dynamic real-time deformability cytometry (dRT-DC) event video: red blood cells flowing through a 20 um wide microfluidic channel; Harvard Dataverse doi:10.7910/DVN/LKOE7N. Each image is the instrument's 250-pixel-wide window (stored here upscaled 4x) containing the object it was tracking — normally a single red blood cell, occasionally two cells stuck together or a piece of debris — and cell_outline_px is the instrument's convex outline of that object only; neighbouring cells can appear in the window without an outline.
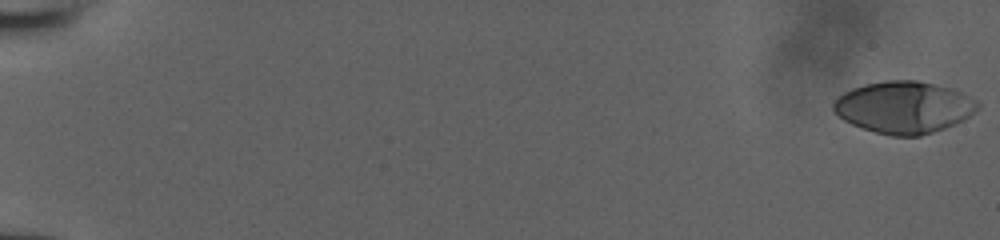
{"species": "human", "species_latin": "Homo sapiens", "temperature_condition": "room temperature", "stored_images_in_passage": 54, "camera_frame_rate_fps": 3000, "um_per_image_px": 0.085, "donor": {"sex": "male"}, "frame": {"image": 1, "passage_image": 1, "time_ms": 0.0, "image_size_px": [1000, 240], "cell_outline_px": [[980, 108], [964, 120], [944, 128], [920, 136], [892, 136], [876, 132], [852, 124], [844, 120], [832, 108], [832, 104], [844, 92], [852, 88], [864, 84], [884, 80], [916, 80], [952, 88], [976, 100], [980, 104]], "centroid_in_image_um": [76.85, 9.11], "position_along_channel_um": 8.1, "area_um2": 43.52}}
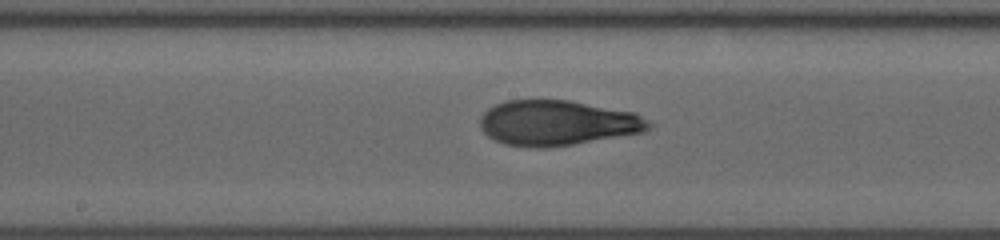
{"frame": {"image": 2, "passage_image": 31, "time_ms": 10.0, "image_size_px": [1000, 240], "cell_outline_px": [[652, 128], [644, 132], [548, 148], [536, 148], [504, 144], [488, 136], [480, 128], [480, 116], [488, 108], [504, 100], [568, 100], [636, 112], [648, 120], [652, 124]], "centroid_in_image_um": [47.38, 10.44], "position_along_channel_um": 200.8, "area_um2": 44.62}}
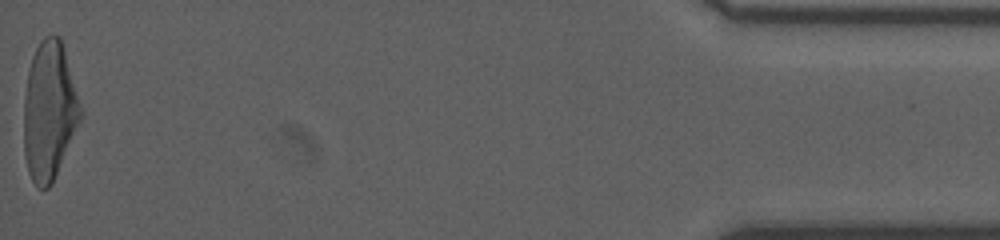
{"frame": {"image": 3, "passage_image": 54, "time_ms": 17.667, "image_size_px": [1000, 240], "cell_outline_px": [[84, 116], [52, 184], [48, 188], [36, 188], [28, 172], [24, 152], [24, 96], [28, 72], [32, 56], [40, 40], [44, 36], [60, 36]], "centroid_in_image_um": [4.2, 9.47], "position_along_channel_um": 431.0, "area_um2": 45.95}}